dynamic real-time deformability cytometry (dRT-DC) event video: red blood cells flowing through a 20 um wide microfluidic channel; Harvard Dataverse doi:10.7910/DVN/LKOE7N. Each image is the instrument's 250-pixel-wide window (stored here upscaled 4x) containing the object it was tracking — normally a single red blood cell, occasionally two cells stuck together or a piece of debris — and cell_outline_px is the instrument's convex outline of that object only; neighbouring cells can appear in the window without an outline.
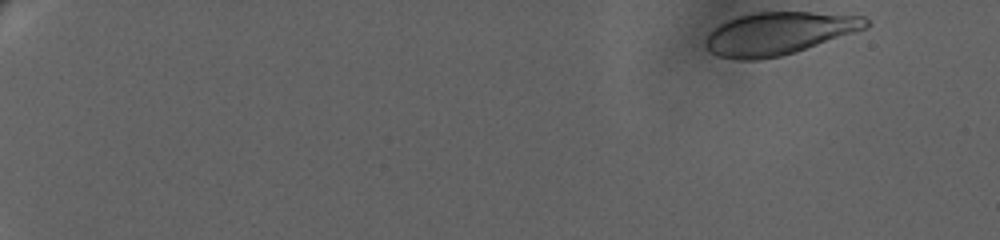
{"species": "human", "species_latin": "Homo sapiens", "temperature_condition": "warm", "stored_images_in_passage": 57, "camera_frame_rate_fps": 3000, "um_per_image_px": 0.085, "donor": {"sex": "female"}, "frame": {"image": 1, "passage_image": 1, "time_ms": 0.0, "image_size_px": [1000, 240], "cell_outline_px": [[872, 24], [868, 28], [796, 52], [780, 56], [760, 60], [740, 60], [720, 56], [712, 52], [704, 44], [704, 40], [708, 32], [720, 24], [728, 20], [740, 16], [756, 12], [812, 12], [864, 16]], "centroid_in_image_um": [66.22, 2.84], "position_along_channel_um": 18.8, "area_um2": 39.94}}
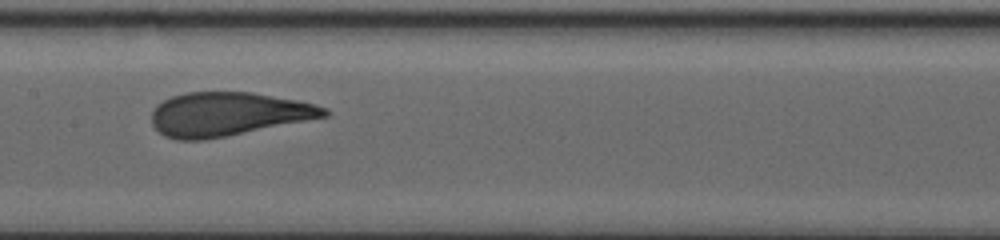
{"frame": {"image": 2, "passage_image": 31, "time_ms": 11.333, "image_size_px": [1000, 240], "cell_outline_px": [[332, 112], [328, 116], [204, 140], [176, 140], [164, 136], [152, 124], [152, 112], [156, 104], [172, 96], [188, 92], [252, 92], [296, 100], [316, 104], [328, 108]], "centroid_in_image_um": [19.37, 9.69], "position_along_channel_um": 188.0, "area_um2": 43.81}}
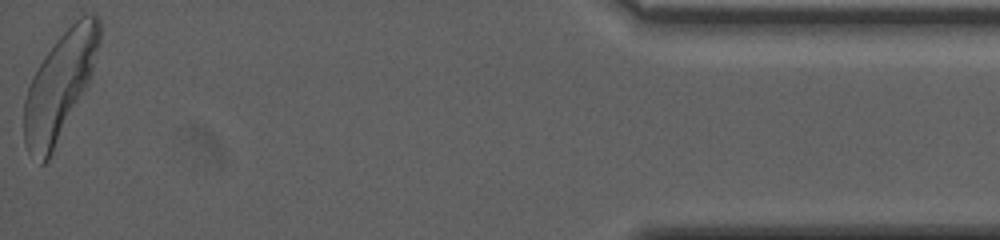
{"frame": {"image": 3, "passage_image": 57, "time_ms": 21.0, "image_size_px": [1000, 240], "cell_outline_px": [[100, 40], [92, 72], [88, 84], [48, 160], [44, 164], [40, 164], [28, 152], [24, 144], [24, 100], [32, 76], [44, 56], [56, 40], [80, 16], [92, 12], [96, 12], [100, 20]], "centroid_in_image_um": [5.07, 7.28], "position_along_channel_um": 430.1, "area_um2": 46.3}, "authors_computed_cell_mechanics": {"area_um2": 43.9858, "velocity_mm_per_s": 3.1726, "shape_relaxation_time_tau1_ms": 5.3676, "shape_relaxation_time_tau2_ms": null, "deformation_change_tau1": 0.1947, "deformation_change_tau2": null}}